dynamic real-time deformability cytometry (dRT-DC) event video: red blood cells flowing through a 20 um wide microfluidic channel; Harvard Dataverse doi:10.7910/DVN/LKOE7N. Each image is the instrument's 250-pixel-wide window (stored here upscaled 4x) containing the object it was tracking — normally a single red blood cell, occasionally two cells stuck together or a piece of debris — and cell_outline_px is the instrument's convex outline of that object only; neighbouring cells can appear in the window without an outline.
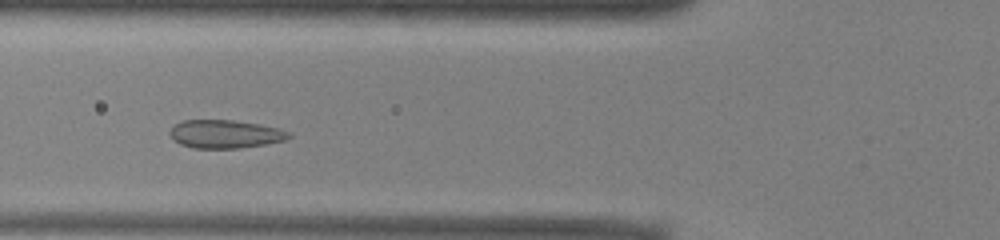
{"species": "common noctule bat (a hibernating species)", "species_latin": "Nyctalus noctula", "temperature_condition": "warm", "stored_images_in_passage": 44, "camera_frame_rate_fps": 3000, "um_per_image_px": 0.085, "animal": {"sex": "male", "body_mass_g": 13.0, "forearm_length_mm": 53.1}, "frame": {"image": 1, "passage_image": 11, "time_ms": 3.333, "image_size_px": [1000, 240], "cell_outline_px": [[292, 136], [284, 140], [264, 144], [240, 148], [192, 148], [180, 144], [172, 140], [168, 132], [176, 124], [184, 120], [232, 120], [260, 124], [280, 128], [288, 132]], "centroid_in_image_um": [19.11, 11.39], "position_along_channel_um": 106.7, "area_um2": 19.59}}
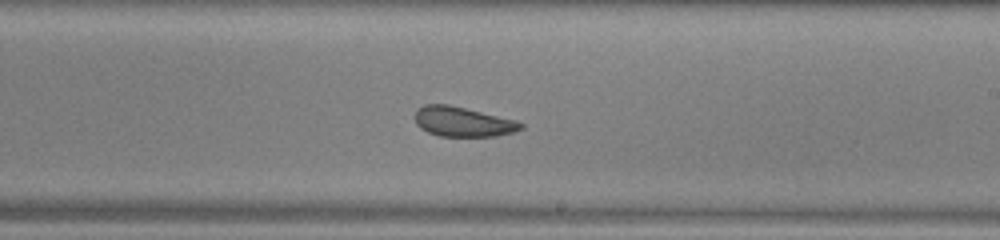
{"frame": {"image": 2, "passage_image": 22, "time_ms": 7.0, "image_size_px": [1000, 240], "cell_outline_px": [[524, 128], [512, 132], [496, 136], [440, 136], [428, 132], [420, 128], [416, 124], [416, 108], [424, 104], [448, 104], [516, 120], [524, 124]], "centroid_in_image_um": [39.33, 10.34], "position_along_channel_um": 249.7, "area_um2": 18.32}}
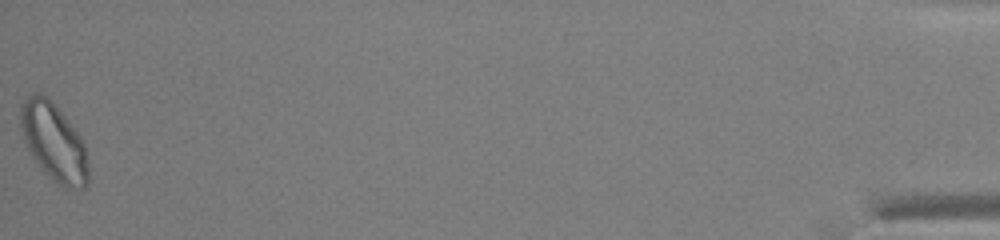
{"frame": {"image": 3, "passage_image": 44, "time_ms": 14.333, "image_size_px": [1000, 240], "cell_outline_px": [[88, 188], [64, 188], [56, 184], [36, 164], [28, 152], [24, 144], [20, 128], [20, 104], [24, 96], [32, 92], [36, 92], [48, 96], [52, 100], [68, 120], [80, 136], [84, 144], [88, 160]], "centroid_in_image_um": [4.53, 12.06], "position_along_channel_um": 430.7, "area_um2": 31.62}, "authors_computed_cell_mechanics": {"area_um2": 20.3167, "velocity_mm_per_s": 3.9048, "shape_relaxation_time_tau1_ms": 8.971, "shape_relaxation_time_tau2_ms": 1.9951, "deformation_change_tau1": 0.1078, "deformation_change_tau2": 0.043}}